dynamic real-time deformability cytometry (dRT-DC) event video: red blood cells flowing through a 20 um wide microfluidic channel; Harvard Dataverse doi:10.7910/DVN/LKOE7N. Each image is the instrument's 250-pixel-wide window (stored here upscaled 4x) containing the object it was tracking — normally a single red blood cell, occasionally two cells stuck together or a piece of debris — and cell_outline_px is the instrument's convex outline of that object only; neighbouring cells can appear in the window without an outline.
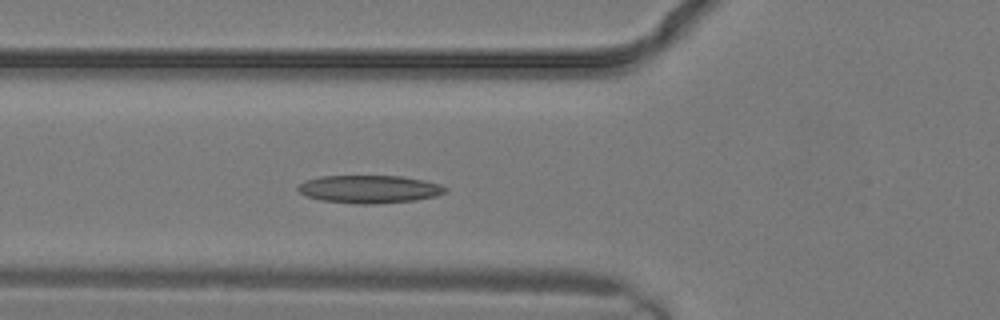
{"species": "common noctule bat (a hibernating species)", "species_latin": "Nyctalus noctula", "temperature_condition": "warm", "stored_images_in_passage": 6, "camera_frame_rate_fps": 3000, "um_per_image_px": 0.085, "animal": {"sex": "male", "body_mass_g": 19.2, "forearm_length_mm": 51.8}, "frame": {"image": 1, "passage_image": 6, "time_ms": 1.667, "image_size_px": [1000, 320], "cell_outline_px": [[448, 188], [444, 192], [436, 196], [416, 200], [376, 204], [360, 204], [320, 200], [304, 196], [296, 188], [304, 180], [320, 176], [400, 176], [424, 180], [440, 184]], "centroid_in_image_um": [31.37, 16.08], "position_along_channel_um": 94.4, "area_um2": 24.04}}